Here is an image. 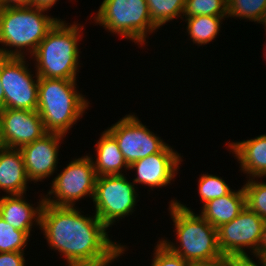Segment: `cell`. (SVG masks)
<instances>
[{
  "label": "cell",
  "instance_id": "obj_23",
  "mask_svg": "<svg viewBox=\"0 0 266 266\" xmlns=\"http://www.w3.org/2000/svg\"><path fill=\"white\" fill-rule=\"evenodd\" d=\"M226 182L222 177L208 174V172L201 174L197 182V193L200 202L203 203L202 206L210 200L229 194L233 189Z\"/></svg>",
  "mask_w": 266,
  "mask_h": 266
},
{
  "label": "cell",
  "instance_id": "obj_36",
  "mask_svg": "<svg viewBox=\"0 0 266 266\" xmlns=\"http://www.w3.org/2000/svg\"><path fill=\"white\" fill-rule=\"evenodd\" d=\"M260 25L262 24L265 31H266V9H265V12H264V15H263V18L261 20V22L259 23Z\"/></svg>",
  "mask_w": 266,
  "mask_h": 266
},
{
  "label": "cell",
  "instance_id": "obj_18",
  "mask_svg": "<svg viewBox=\"0 0 266 266\" xmlns=\"http://www.w3.org/2000/svg\"><path fill=\"white\" fill-rule=\"evenodd\" d=\"M96 142V156L89 155L97 176L124 175L129 166L118 146L116 139L105 129ZM125 171V172H123ZM123 172V173H122Z\"/></svg>",
  "mask_w": 266,
  "mask_h": 266
},
{
  "label": "cell",
  "instance_id": "obj_32",
  "mask_svg": "<svg viewBox=\"0 0 266 266\" xmlns=\"http://www.w3.org/2000/svg\"><path fill=\"white\" fill-rule=\"evenodd\" d=\"M58 1L59 0H31V6L50 10Z\"/></svg>",
  "mask_w": 266,
  "mask_h": 266
},
{
  "label": "cell",
  "instance_id": "obj_3",
  "mask_svg": "<svg viewBox=\"0 0 266 266\" xmlns=\"http://www.w3.org/2000/svg\"><path fill=\"white\" fill-rule=\"evenodd\" d=\"M181 203L172 199L168 207L176 243L163 237L159 239L162 244L190 263L209 262L224 257L219 248L217 229Z\"/></svg>",
  "mask_w": 266,
  "mask_h": 266
},
{
  "label": "cell",
  "instance_id": "obj_6",
  "mask_svg": "<svg viewBox=\"0 0 266 266\" xmlns=\"http://www.w3.org/2000/svg\"><path fill=\"white\" fill-rule=\"evenodd\" d=\"M96 12L92 19L95 25L141 48L147 46L149 35L159 29L151 21L146 0H103Z\"/></svg>",
  "mask_w": 266,
  "mask_h": 266
},
{
  "label": "cell",
  "instance_id": "obj_25",
  "mask_svg": "<svg viewBox=\"0 0 266 266\" xmlns=\"http://www.w3.org/2000/svg\"><path fill=\"white\" fill-rule=\"evenodd\" d=\"M30 237L0 217V252H25Z\"/></svg>",
  "mask_w": 266,
  "mask_h": 266
},
{
  "label": "cell",
  "instance_id": "obj_13",
  "mask_svg": "<svg viewBox=\"0 0 266 266\" xmlns=\"http://www.w3.org/2000/svg\"><path fill=\"white\" fill-rule=\"evenodd\" d=\"M64 137L66 136L60 133L48 132L42 138L20 148L27 177L32 183L41 182L57 173L58 153Z\"/></svg>",
  "mask_w": 266,
  "mask_h": 266
},
{
  "label": "cell",
  "instance_id": "obj_21",
  "mask_svg": "<svg viewBox=\"0 0 266 266\" xmlns=\"http://www.w3.org/2000/svg\"><path fill=\"white\" fill-rule=\"evenodd\" d=\"M186 0H146L151 21L158 27L172 22L175 18L182 20Z\"/></svg>",
  "mask_w": 266,
  "mask_h": 266
},
{
  "label": "cell",
  "instance_id": "obj_37",
  "mask_svg": "<svg viewBox=\"0 0 266 266\" xmlns=\"http://www.w3.org/2000/svg\"><path fill=\"white\" fill-rule=\"evenodd\" d=\"M265 32H266V31H265ZM265 34H266V33H265ZM264 47H265V48H263V50L266 51V46H264ZM264 54H265V55H264ZM264 54H263V56H265L264 59L266 60V52H264Z\"/></svg>",
  "mask_w": 266,
  "mask_h": 266
},
{
  "label": "cell",
  "instance_id": "obj_30",
  "mask_svg": "<svg viewBox=\"0 0 266 266\" xmlns=\"http://www.w3.org/2000/svg\"><path fill=\"white\" fill-rule=\"evenodd\" d=\"M190 266H234V263L232 258L222 257L209 262H193Z\"/></svg>",
  "mask_w": 266,
  "mask_h": 266
},
{
  "label": "cell",
  "instance_id": "obj_17",
  "mask_svg": "<svg viewBox=\"0 0 266 266\" xmlns=\"http://www.w3.org/2000/svg\"><path fill=\"white\" fill-rule=\"evenodd\" d=\"M32 183L26 174L23 155L20 149L4 148L0 150V190L4 195L26 194Z\"/></svg>",
  "mask_w": 266,
  "mask_h": 266
},
{
  "label": "cell",
  "instance_id": "obj_24",
  "mask_svg": "<svg viewBox=\"0 0 266 266\" xmlns=\"http://www.w3.org/2000/svg\"><path fill=\"white\" fill-rule=\"evenodd\" d=\"M196 15L228 17V0H186L183 18Z\"/></svg>",
  "mask_w": 266,
  "mask_h": 266
},
{
  "label": "cell",
  "instance_id": "obj_22",
  "mask_svg": "<svg viewBox=\"0 0 266 266\" xmlns=\"http://www.w3.org/2000/svg\"><path fill=\"white\" fill-rule=\"evenodd\" d=\"M266 9V0H228V18L247 19L259 24Z\"/></svg>",
  "mask_w": 266,
  "mask_h": 266
},
{
  "label": "cell",
  "instance_id": "obj_16",
  "mask_svg": "<svg viewBox=\"0 0 266 266\" xmlns=\"http://www.w3.org/2000/svg\"><path fill=\"white\" fill-rule=\"evenodd\" d=\"M227 147L246 178L266 177V134L243 141H229Z\"/></svg>",
  "mask_w": 266,
  "mask_h": 266
},
{
  "label": "cell",
  "instance_id": "obj_11",
  "mask_svg": "<svg viewBox=\"0 0 266 266\" xmlns=\"http://www.w3.org/2000/svg\"><path fill=\"white\" fill-rule=\"evenodd\" d=\"M135 114H126L106 129L116 139L128 166L139 159L161 152L168 145Z\"/></svg>",
  "mask_w": 266,
  "mask_h": 266
},
{
  "label": "cell",
  "instance_id": "obj_20",
  "mask_svg": "<svg viewBox=\"0 0 266 266\" xmlns=\"http://www.w3.org/2000/svg\"><path fill=\"white\" fill-rule=\"evenodd\" d=\"M228 17L220 16H208V15H196L190 18H182L186 25L187 34L193 42L199 47L202 45H207L221 32L220 29L223 24V20ZM185 19V20H184Z\"/></svg>",
  "mask_w": 266,
  "mask_h": 266
},
{
  "label": "cell",
  "instance_id": "obj_38",
  "mask_svg": "<svg viewBox=\"0 0 266 266\" xmlns=\"http://www.w3.org/2000/svg\"><path fill=\"white\" fill-rule=\"evenodd\" d=\"M0 7H3V0H0Z\"/></svg>",
  "mask_w": 266,
  "mask_h": 266
},
{
  "label": "cell",
  "instance_id": "obj_8",
  "mask_svg": "<svg viewBox=\"0 0 266 266\" xmlns=\"http://www.w3.org/2000/svg\"><path fill=\"white\" fill-rule=\"evenodd\" d=\"M138 187L124 175L98 176L93 200L95 215L109 229L136 209Z\"/></svg>",
  "mask_w": 266,
  "mask_h": 266
},
{
  "label": "cell",
  "instance_id": "obj_33",
  "mask_svg": "<svg viewBox=\"0 0 266 266\" xmlns=\"http://www.w3.org/2000/svg\"><path fill=\"white\" fill-rule=\"evenodd\" d=\"M31 0H3V7H29Z\"/></svg>",
  "mask_w": 266,
  "mask_h": 266
},
{
  "label": "cell",
  "instance_id": "obj_34",
  "mask_svg": "<svg viewBox=\"0 0 266 266\" xmlns=\"http://www.w3.org/2000/svg\"><path fill=\"white\" fill-rule=\"evenodd\" d=\"M0 74H1V56H0ZM4 109V90L1 85V80H0V110Z\"/></svg>",
  "mask_w": 266,
  "mask_h": 266
},
{
  "label": "cell",
  "instance_id": "obj_14",
  "mask_svg": "<svg viewBox=\"0 0 266 266\" xmlns=\"http://www.w3.org/2000/svg\"><path fill=\"white\" fill-rule=\"evenodd\" d=\"M3 137L8 148L20 149L48 133L38 111L1 109Z\"/></svg>",
  "mask_w": 266,
  "mask_h": 266
},
{
  "label": "cell",
  "instance_id": "obj_28",
  "mask_svg": "<svg viewBox=\"0 0 266 266\" xmlns=\"http://www.w3.org/2000/svg\"><path fill=\"white\" fill-rule=\"evenodd\" d=\"M24 252H0V266H26Z\"/></svg>",
  "mask_w": 266,
  "mask_h": 266
},
{
  "label": "cell",
  "instance_id": "obj_19",
  "mask_svg": "<svg viewBox=\"0 0 266 266\" xmlns=\"http://www.w3.org/2000/svg\"><path fill=\"white\" fill-rule=\"evenodd\" d=\"M246 207L244 187L232 190L229 194L208 201L201 207L200 215L216 229L232 221Z\"/></svg>",
  "mask_w": 266,
  "mask_h": 266
},
{
  "label": "cell",
  "instance_id": "obj_12",
  "mask_svg": "<svg viewBox=\"0 0 266 266\" xmlns=\"http://www.w3.org/2000/svg\"><path fill=\"white\" fill-rule=\"evenodd\" d=\"M182 157L181 153L168 144L161 152L139 159L129 166V171H136L132 182L136 187L141 184L151 190L166 187L175 180Z\"/></svg>",
  "mask_w": 266,
  "mask_h": 266
},
{
  "label": "cell",
  "instance_id": "obj_4",
  "mask_svg": "<svg viewBox=\"0 0 266 266\" xmlns=\"http://www.w3.org/2000/svg\"><path fill=\"white\" fill-rule=\"evenodd\" d=\"M47 11L34 6L0 7V56L30 57L60 19Z\"/></svg>",
  "mask_w": 266,
  "mask_h": 266
},
{
  "label": "cell",
  "instance_id": "obj_15",
  "mask_svg": "<svg viewBox=\"0 0 266 266\" xmlns=\"http://www.w3.org/2000/svg\"><path fill=\"white\" fill-rule=\"evenodd\" d=\"M25 195H2L0 197V217L16 230L24 231L29 237H32V228L35 225L40 228V215L44 204V195L42 193L39 195L38 204L29 203Z\"/></svg>",
  "mask_w": 266,
  "mask_h": 266
},
{
  "label": "cell",
  "instance_id": "obj_5",
  "mask_svg": "<svg viewBox=\"0 0 266 266\" xmlns=\"http://www.w3.org/2000/svg\"><path fill=\"white\" fill-rule=\"evenodd\" d=\"M76 81L39 78L37 111L47 132L66 136L88 110L90 102L77 89Z\"/></svg>",
  "mask_w": 266,
  "mask_h": 266
},
{
  "label": "cell",
  "instance_id": "obj_26",
  "mask_svg": "<svg viewBox=\"0 0 266 266\" xmlns=\"http://www.w3.org/2000/svg\"><path fill=\"white\" fill-rule=\"evenodd\" d=\"M258 180L260 178H248L243 185L246 194V206L266 220V182Z\"/></svg>",
  "mask_w": 266,
  "mask_h": 266
},
{
  "label": "cell",
  "instance_id": "obj_31",
  "mask_svg": "<svg viewBox=\"0 0 266 266\" xmlns=\"http://www.w3.org/2000/svg\"><path fill=\"white\" fill-rule=\"evenodd\" d=\"M266 257V220L263 225L260 244L258 246V255L256 258H265Z\"/></svg>",
  "mask_w": 266,
  "mask_h": 266
},
{
  "label": "cell",
  "instance_id": "obj_10",
  "mask_svg": "<svg viewBox=\"0 0 266 266\" xmlns=\"http://www.w3.org/2000/svg\"><path fill=\"white\" fill-rule=\"evenodd\" d=\"M264 222V219L246 206L232 221L218 227V243L222 255L232 259L250 255L255 258Z\"/></svg>",
  "mask_w": 266,
  "mask_h": 266
},
{
  "label": "cell",
  "instance_id": "obj_7",
  "mask_svg": "<svg viewBox=\"0 0 266 266\" xmlns=\"http://www.w3.org/2000/svg\"><path fill=\"white\" fill-rule=\"evenodd\" d=\"M97 177L89 154L71 159L69 164L52 178L51 188L44 194V202L55 206L76 207L81 199L89 197L93 200Z\"/></svg>",
  "mask_w": 266,
  "mask_h": 266
},
{
  "label": "cell",
  "instance_id": "obj_29",
  "mask_svg": "<svg viewBox=\"0 0 266 266\" xmlns=\"http://www.w3.org/2000/svg\"><path fill=\"white\" fill-rule=\"evenodd\" d=\"M253 258L254 257L251 256L235 257L233 258V263L234 266H266V261L264 258H255L256 260L258 259V263H256Z\"/></svg>",
  "mask_w": 266,
  "mask_h": 266
},
{
  "label": "cell",
  "instance_id": "obj_9",
  "mask_svg": "<svg viewBox=\"0 0 266 266\" xmlns=\"http://www.w3.org/2000/svg\"><path fill=\"white\" fill-rule=\"evenodd\" d=\"M26 57L1 56L0 80L4 90V109L37 111L39 76ZM35 78V79H34Z\"/></svg>",
  "mask_w": 266,
  "mask_h": 266
},
{
  "label": "cell",
  "instance_id": "obj_1",
  "mask_svg": "<svg viewBox=\"0 0 266 266\" xmlns=\"http://www.w3.org/2000/svg\"><path fill=\"white\" fill-rule=\"evenodd\" d=\"M80 211L44 202L39 230L47 245L65 258L67 266H110L129 248L109 238L108 228L95 213L86 216Z\"/></svg>",
  "mask_w": 266,
  "mask_h": 266
},
{
  "label": "cell",
  "instance_id": "obj_2",
  "mask_svg": "<svg viewBox=\"0 0 266 266\" xmlns=\"http://www.w3.org/2000/svg\"><path fill=\"white\" fill-rule=\"evenodd\" d=\"M65 21L59 19L28 57L34 61L33 71L39 78L77 80L79 76L81 51L78 47L84 25Z\"/></svg>",
  "mask_w": 266,
  "mask_h": 266
},
{
  "label": "cell",
  "instance_id": "obj_35",
  "mask_svg": "<svg viewBox=\"0 0 266 266\" xmlns=\"http://www.w3.org/2000/svg\"><path fill=\"white\" fill-rule=\"evenodd\" d=\"M6 148V143L3 137L2 123L0 119V150Z\"/></svg>",
  "mask_w": 266,
  "mask_h": 266
},
{
  "label": "cell",
  "instance_id": "obj_27",
  "mask_svg": "<svg viewBox=\"0 0 266 266\" xmlns=\"http://www.w3.org/2000/svg\"><path fill=\"white\" fill-rule=\"evenodd\" d=\"M151 266H190V262L169 250L160 240L153 249Z\"/></svg>",
  "mask_w": 266,
  "mask_h": 266
}]
</instances>
